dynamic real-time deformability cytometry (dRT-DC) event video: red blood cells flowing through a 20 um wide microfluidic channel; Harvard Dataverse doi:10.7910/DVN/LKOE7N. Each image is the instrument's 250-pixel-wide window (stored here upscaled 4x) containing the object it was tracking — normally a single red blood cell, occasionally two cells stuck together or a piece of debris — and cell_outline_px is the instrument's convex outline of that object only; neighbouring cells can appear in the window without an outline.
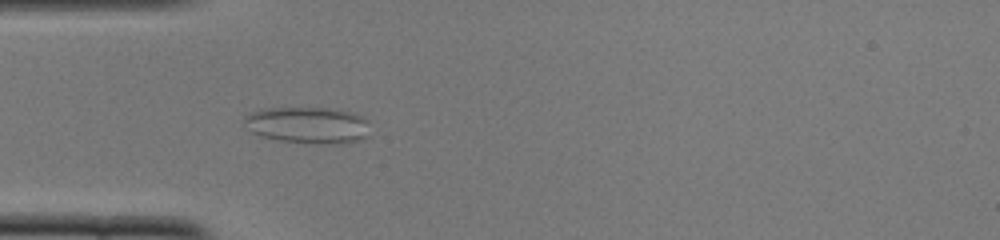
{"species": "common noctule bat (a hibernating species)", "species_latin": "Nyctalus noctula", "temperature_condition": "cold", "stored_images_in_passage": 43, "camera_frame_rate_fps": 3000, "um_per_image_px": 0.085, "animal": {"sex": "female", "body_mass_g": 22.0, "forearm_length_mm": 56.7}, "frame": {"image": 1, "passage_image": 6, "time_ms": 1.667, "image_size_px": [1000, 240], "cell_outline_px": [[368, 136], [360, 140], [340, 144], [316, 144], [280, 140], [260, 136], [252, 132], [248, 128], [244, 120], [248, 112], [260, 108], [324, 108], [352, 112], [364, 116], [368, 120]], "centroid_in_image_um": [26.19, 10.64], "position_along_channel_um": 58.8, "area_um2": 27.05}}
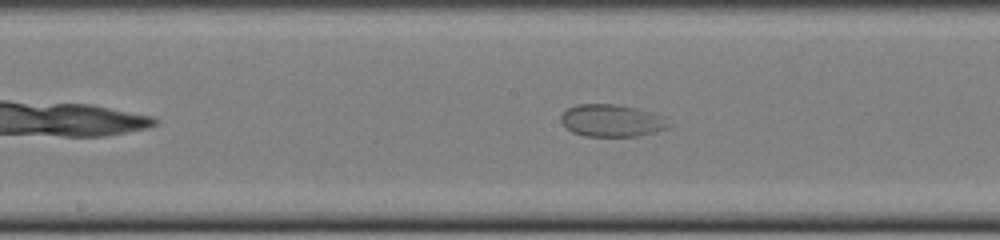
{"frame": {"image": 2, "passage_image": 17, "time_ms": 5.333, "image_size_px": [1000, 240], "cell_outline_px": [[672, 124], [668, 128], [636, 136], [584, 136], [572, 132], [560, 120], [560, 116], [568, 108], [576, 104], [616, 104], [640, 108], [668, 116]], "centroid_in_image_um": [52.08, 10.23], "position_along_channel_um": 196.1, "area_um2": 20.63}}
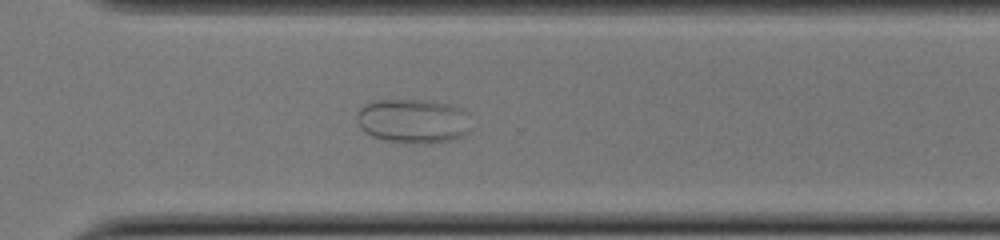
{"frame": {"image": 3, "passage_image": 28, "time_ms": 9.0, "image_size_px": [1000, 240], "cell_outline_px": [[472, 128], [468, 132], [452, 140], [432, 144], [416, 144], [388, 140], [372, 136], [364, 132], [360, 128], [356, 116], [356, 112], [364, 104], [376, 100], [436, 100], [452, 104], [468, 112]], "centroid_in_image_um": [35.16, 10.28], "position_along_channel_um": 335.4, "area_um2": 30.17}}